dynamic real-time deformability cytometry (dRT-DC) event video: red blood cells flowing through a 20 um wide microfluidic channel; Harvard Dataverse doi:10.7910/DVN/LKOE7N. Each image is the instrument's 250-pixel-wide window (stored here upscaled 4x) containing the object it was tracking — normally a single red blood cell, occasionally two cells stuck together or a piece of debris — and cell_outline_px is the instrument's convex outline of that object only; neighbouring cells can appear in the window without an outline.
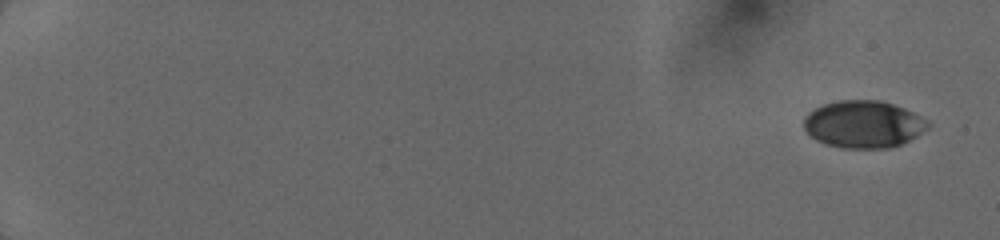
{"species": "human", "species_latin": "Homo sapiens", "temperature_condition": "cold", "stored_images_in_passage": 14, "camera_frame_rate_fps": 3000, "um_per_image_px": 0.085, "donor": {"sex": "female"}, "frame": {"image": 1, "passage_image": 1, "time_ms": 0.0, "image_size_px": [1000, 240], "cell_outline_px": [[932, 124], [928, 128], [916, 136], [892, 148], [840, 148], [824, 144], [816, 140], [804, 128], [804, 116], [808, 112], [824, 104], [836, 100], [880, 100], [904, 108], [928, 120]], "centroid_in_image_um": [73.39, 10.56], "position_along_channel_um": 11.6, "area_um2": 34.28}}
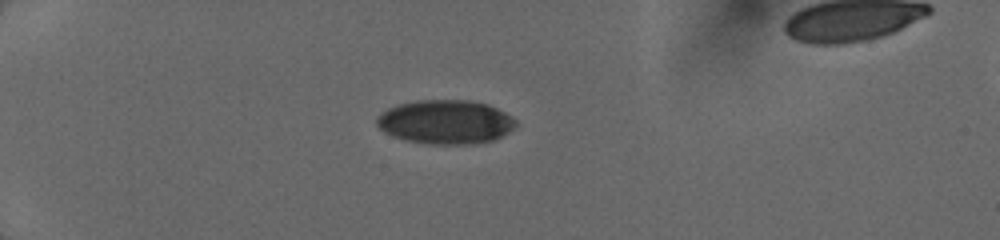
{"frame": {"image": 2, "passage_image": 9, "time_ms": 4.667, "image_size_px": [1000, 240], "cell_outline_px": [[516, 124], [508, 132], [492, 140], [472, 144], [436, 144], [408, 140], [384, 132], [376, 124], [376, 116], [380, 112], [396, 104], [416, 100], [468, 100], [488, 104], [512, 116], [516, 120]], "centroid_in_image_um": [37.84, 10.34], "position_along_channel_um": 47.2, "area_um2": 35.49}}
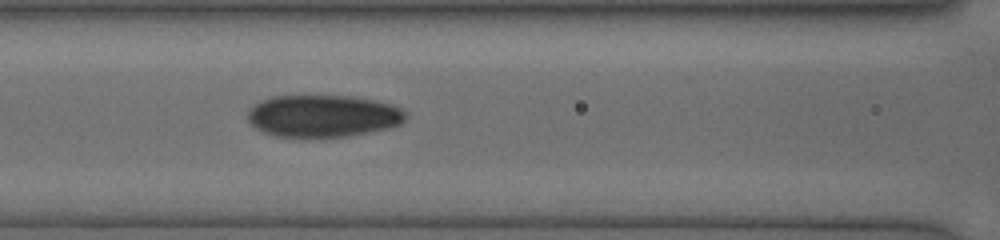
{"frame": {"image": 3, "passage_image": 14, "time_ms": 8.0, "image_size_px": [1000, 240], "cell_outline_px": [[404, 120], [400, 124], [388, 128], [348, 136], [272, 136], [256, 128], [248, 120], [248, 112], [256, 104], [272, 96], [348, 96], [372, 100], [388, 104], [400, 108], [404, 112]], "centroid_in_image_um": [27.43, 9.86], "position_along_channel_um": 139.2, "area_um2": 38.03}}